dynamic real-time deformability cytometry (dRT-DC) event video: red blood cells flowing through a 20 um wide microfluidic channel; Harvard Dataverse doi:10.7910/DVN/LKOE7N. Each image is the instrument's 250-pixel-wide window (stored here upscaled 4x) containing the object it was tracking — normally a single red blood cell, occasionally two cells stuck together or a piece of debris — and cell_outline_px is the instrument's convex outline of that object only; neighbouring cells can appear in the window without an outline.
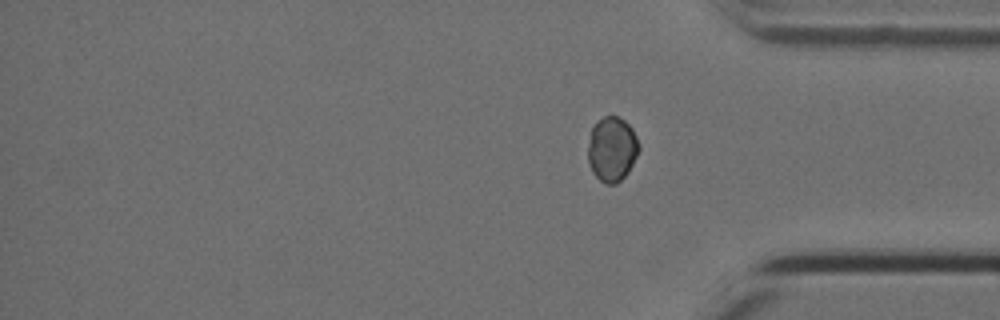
{"species": "Egyptian fruit bat (a non-hibernating species)", "species_latin": "Rousettus aegyptiacus", "temperature_condition": "cold", "stored_images_in_passage": 16, "segment_of_instrument_passage": [2, 2], "camera_frame_rate_fps": 3000, "um_per_image_px": 0.085, "animal": {"sex": "female"}, "frame": {"image": 1, "passage_image": 16, "time_ms": 5.0, "image_size_px": [1000, 320], "cell_outline_px": [[640, 148], [628, 172], [616, 184], [604, 184], [592, 172], [588, 160], [588, 144], [592, 128], [604, 116], [616, 116], [624, 120], [632, 128], [640, 144]], "centroid_in_image_um": [52.02, 12.69], "position_along_channel_um": 383.2, "area_um2": 19.07}}